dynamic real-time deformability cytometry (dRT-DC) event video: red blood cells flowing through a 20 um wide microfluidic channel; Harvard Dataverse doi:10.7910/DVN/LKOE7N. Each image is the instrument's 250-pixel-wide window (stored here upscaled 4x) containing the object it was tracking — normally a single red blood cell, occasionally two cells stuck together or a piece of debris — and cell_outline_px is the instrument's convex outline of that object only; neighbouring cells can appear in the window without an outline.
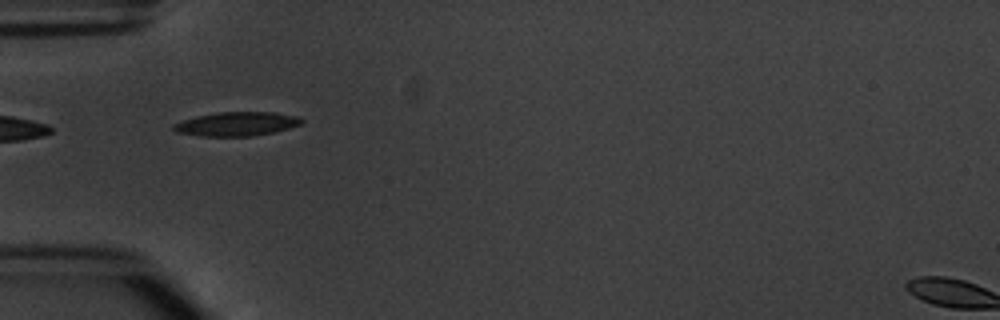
{"species": "common noctule bat (a hibernating species)", "species_latin": "Nyctalus noctula", "temperature_condition": "warm", "stored_images_in_passage": 7, "camera_frame_rate_fps": 3000, "um_per_image_px": 0.085, "animal": {"sex": "male", "body_mass_g": 20.1, "forearm_length_mm": 53.5}, "frame": {"image": 1, "passage_image": 6, "time_ms": 5.667, "image_size_px": [1000, 320], "cell_outline_px": [[304, 120], [300, 124], [276, 132], [252, 136], [200, 136], [176, 132], [172, 128], [172, 124], [196, 116], [216, 112], [276, 112], [300, 116]], "centroid_in_image_um": [20.13, 10.53], "position_along_channel_um": 64.9, "area_um2": 18.03}}